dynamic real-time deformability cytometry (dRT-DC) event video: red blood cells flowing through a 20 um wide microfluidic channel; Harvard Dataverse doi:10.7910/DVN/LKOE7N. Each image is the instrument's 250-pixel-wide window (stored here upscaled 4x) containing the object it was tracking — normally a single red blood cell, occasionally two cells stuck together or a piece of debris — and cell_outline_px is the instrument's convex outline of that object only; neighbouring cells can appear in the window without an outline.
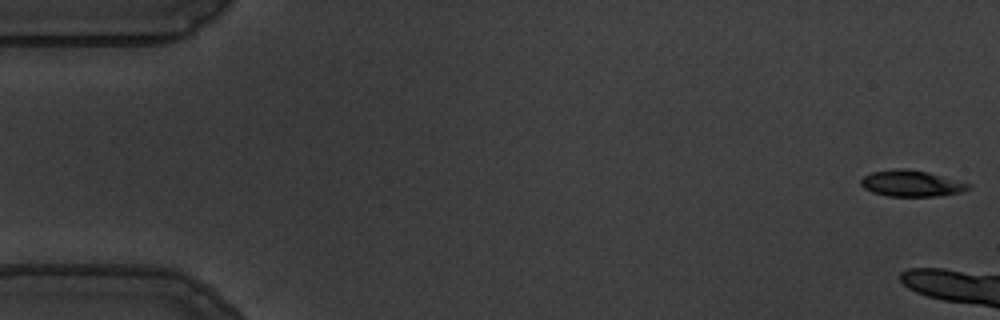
{"species": "common noctule bat (a hibernating species)", "species_latin": "Nyctalus noctula", "temperature_condition": "warm", "stored_images_in_passage": 9, "camera_frame_rate_fps": 3000, "um_per_image_px": 0.085, "animal": {"sex": "male", "body_mass_g": 19.5, "forearm_length_mm": 54.6}, "frame": {"image": 1, "passage_image": 1, "time_ms": 0.0, "image_size_px": [1000, 320], "cell_outline_px": [[972, 188], [964, 192], [940, 196], [888, 196], [872, 192], [864, 188], [860, 184], [860, 180], [864, 176], [872, 172], [928, 172], [972, 184]], "centroid_in_image_um": [77.56, 15.66], "position_along_channel_um": 7.4, "area_um2": 15.66}}